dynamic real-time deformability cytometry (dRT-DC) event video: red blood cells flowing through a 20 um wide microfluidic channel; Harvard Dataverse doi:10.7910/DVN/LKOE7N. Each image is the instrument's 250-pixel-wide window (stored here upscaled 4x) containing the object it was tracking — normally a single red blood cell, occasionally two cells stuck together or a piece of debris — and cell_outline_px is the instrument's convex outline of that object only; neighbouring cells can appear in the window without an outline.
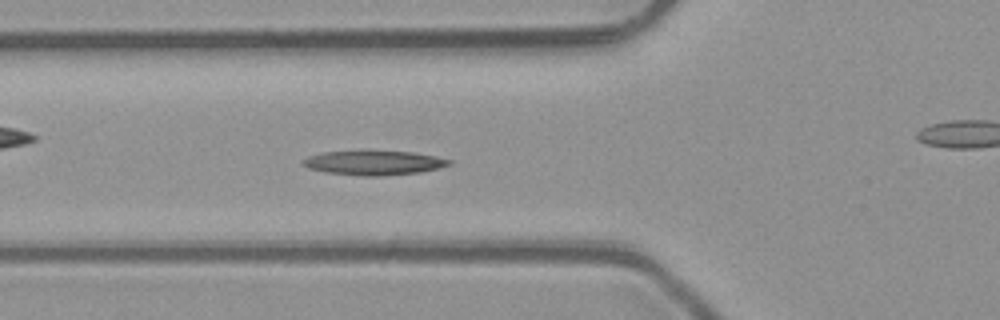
{"species": "common noctule bat (a hibernating species)", "species_latin": "Nyctalus noctula", "temperature_condition": "room temperature", "stored_images_in_passage": 49, "camera_frame_rate_fps": 3000, "um_per_image_px": 0.085, "animal": {"sex": "male", "body_mass_g": 23.1, "forearm_length_mm": 52.7}, "frame": {"image": 1, "passage_image": 16, "time_ms": 5.0, "image_size_px": [1000, 320], "cell_outline_px": [[452, 164], [440, 168], [420, 172], [380, 176], [364, 176], [324, 172], [308, 168], [304, 164], [304, 160], [308, 156], [320, 152], [360, 148], [368, 148], [412, 152], [436, 156], [452, 160]], "centroid_in_image_um": [31.77, 13.78], "position_along_channel_um": 94.0, "area_um2": 21.85}}
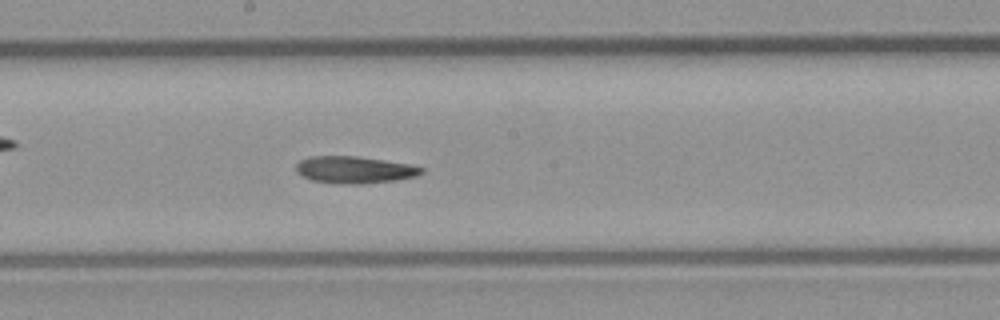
{"frame": {"image": 2, "passage_image": 25, "time_ms": 8.0, "image_size_px": [1000, 320], "cell_outline_px": [[424, 172], [416, 176], [396, 180], [360, 184], [332, 184], [312, 180], [296, 172], [296, 164], [300, 160], [308, 156], [356, 156], [412, 164], [424, 168]], "centroid_in_image_um": [30.13, 14.43], "position_along_channel_um": 218.1, "area_um2": 19.94}}
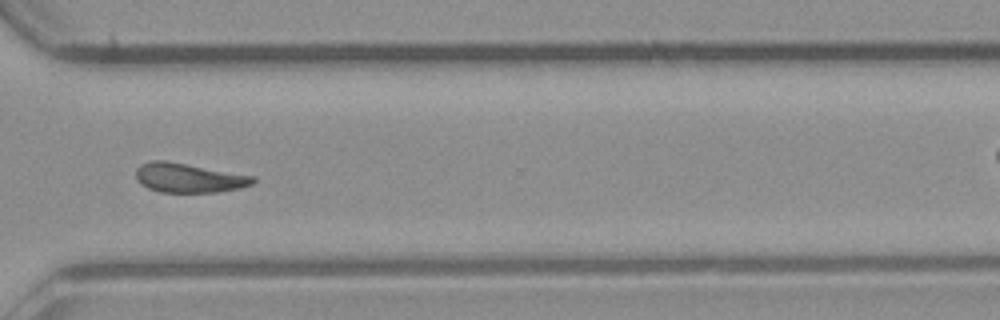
{"frame": {"image": 3, "passage_image": 35, "time_ms": 11.333, "image_size_px": [1000, 320], "cell_outline_px": [[256, 180], [252, 184], [240, 188], [216, 192], [160, 192], [148, 188], [140, 184], [136, 180], [136, 168], [140, 164], [152, 160], [164, 160], [256, 176]], "centroid_in_image_um": [16.03, 15.11], "position_along_channel_um": 354.6, "area_um2": 20.11}}